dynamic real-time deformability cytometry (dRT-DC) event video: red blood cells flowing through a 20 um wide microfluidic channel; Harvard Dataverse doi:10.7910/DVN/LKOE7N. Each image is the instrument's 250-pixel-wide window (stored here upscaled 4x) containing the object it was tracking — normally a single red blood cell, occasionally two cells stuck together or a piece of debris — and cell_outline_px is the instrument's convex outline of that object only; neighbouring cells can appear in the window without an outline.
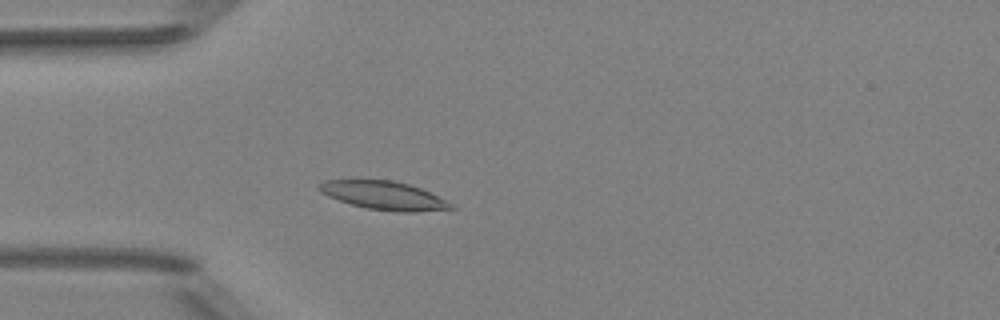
{"species": "Egyptian fruit bat (a non-hibernating species)", "species_latin": "Rousettus aegyptiacus", "temperature_condition": "room temperature", "stored_images_in_passage": 47, "camera_frame_rate_fps": 3000, "um_per_image_px": 0.085, "animal": {"sex": "female"}, "frame": {"image": 1, "passage_image": 10, "time_ms": 3.0, "image_size_px": [1000, 320], "cell_outline_px": [[456, 208], [412, 212], [396, 212], [368, 208], [352, 204], [328, 196], [320, 192], [316, 188], [316, 184], [324, 180], [392, 180], [408, 184], [420, 188], [452, 204]], "centroid_in_image_um": [32.56, 16.61], "position_along_channel_um": 52.4, "area_um2": 21.56}}
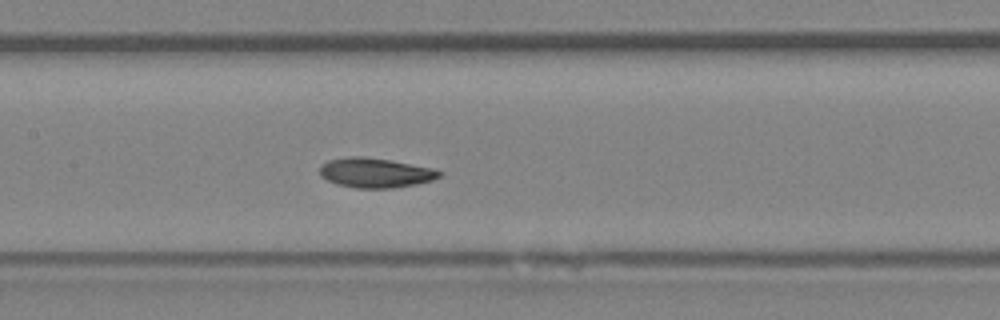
{"frame": {"image": 2, "passage_image": 20, "time_ms": 6.333, "image_size_px": [1000, 320], "cell_outline_px": [[444, 176], [432, 180], [416, 184], [392, 188], [356, 188], [336, 184], [320, 176], [320, 168], [328, 160], [352, 156], [364, 156], [388, 160], [432, 168], [444, 172]], "centroid_in_image_um": [31.93, 14.69], "position_along_channel_um": 175.5, "area_um2": 20.63}}
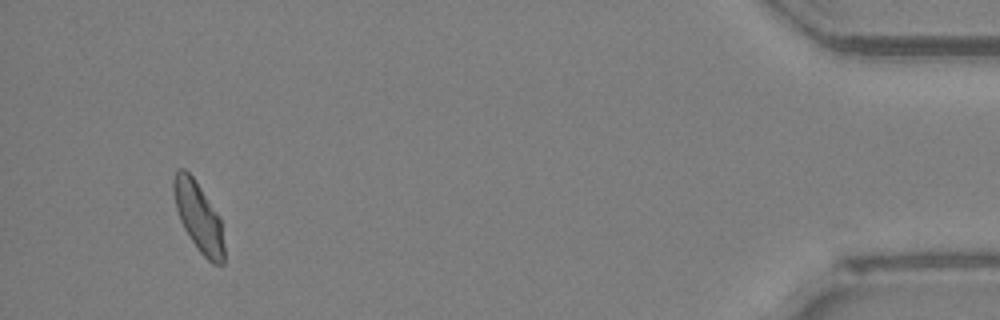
{"frame": {"image": 3, "passage_image": 44, "time_ms": 14.333, "image_size_px": [1000, 320], "cell_outline_px": [[224, 264], [212, 264], [200, 252], [184, 228], [180, 220], [176, 208], [172, 188], [172, 180], [176, 172], [180, 168], [184, 168], [192, 176], [220, 216], [224, 248]], "centroid_in_image_um": [16.88, 18.43], "position_along_channel_um": 418.3, "area_um2": 20.23}, "authors_computed_cell_mechanics": {"area_um2": 20.4612, "velocity_mm_per_s": 3.9759, "shape_relaxation_time_tau1_ms": 5.1262, "shape_relaxation_time_tau2_ms": 2.9454, "deformation_change_tau1": 0.1306, "deformation_change_tau2": 0.0621}}